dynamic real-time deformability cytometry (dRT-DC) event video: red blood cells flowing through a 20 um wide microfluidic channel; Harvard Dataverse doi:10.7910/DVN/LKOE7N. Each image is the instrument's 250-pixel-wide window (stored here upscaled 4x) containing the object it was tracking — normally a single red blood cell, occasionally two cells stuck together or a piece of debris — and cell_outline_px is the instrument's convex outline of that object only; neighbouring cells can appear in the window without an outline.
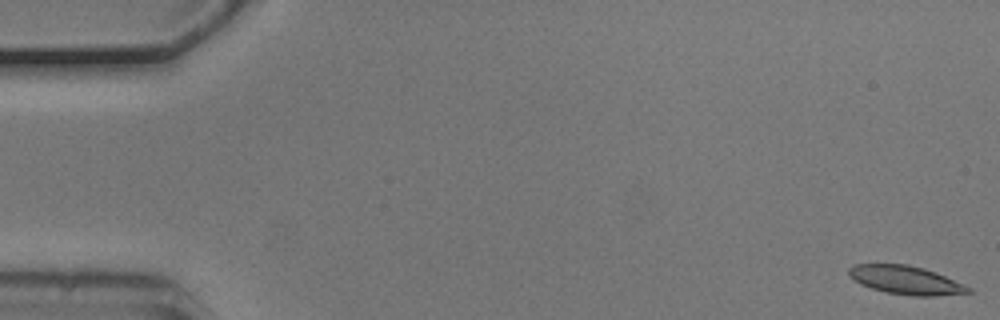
{"species": "common noctule bat (a hibernating species)", "species_latin": "Nyctalus noctula", "temperature_condition": "cold", "stored_images_in_passage": 54, "camera_frame_rate_fps": 3000, "um_per_image_px": 0.085, "animal": {"sex": "male", "body_mass_g": 20.5, "forearm_length_mm": 52.5}, "frame": {"image": 1, "passage_image": 1, "time_ms": 0.0, "image_size_px": [1000, 320], "cell_outline_px": [[972, 292], [936, 296], [912, 296], [884, 292], [860, 284], [848, 272], [848, 268], [852, 264], [908, 264], [924, 268], [936, 272], [964, 284], [972, 288]], "centroid_in_image_um": [77.02, 23.81], "position_along_channel_um": 8.0, "area_um2": 19.88}}
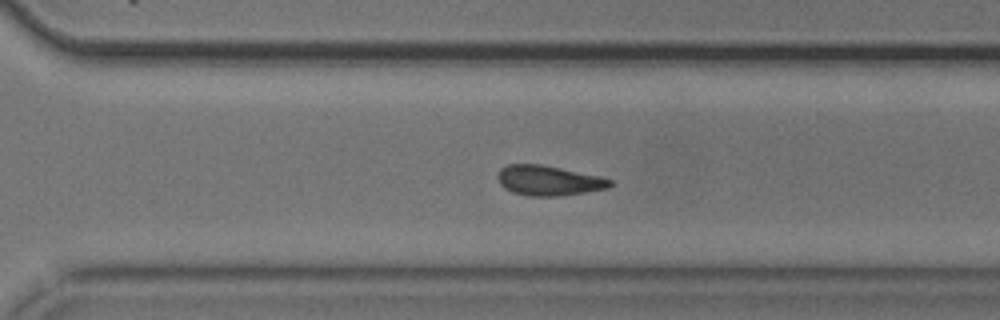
{"frame": {"image": 2, "passage_image": 38, "time_ms": 12.333, "image_size_px": [1000, 320], "cell_outline_px": [[612, 184], [608, 188], [560, 196], [528, 196], [512, 192], [504, 188], [500, 184], [496, 176], [500, 168], [508, 164], [540, 164], [600, 176], [612, 180]], "centroid_in_image_um": [46.59, 15.34], "position_along_channel_um": 324.0, "area_um2": 19.65}}
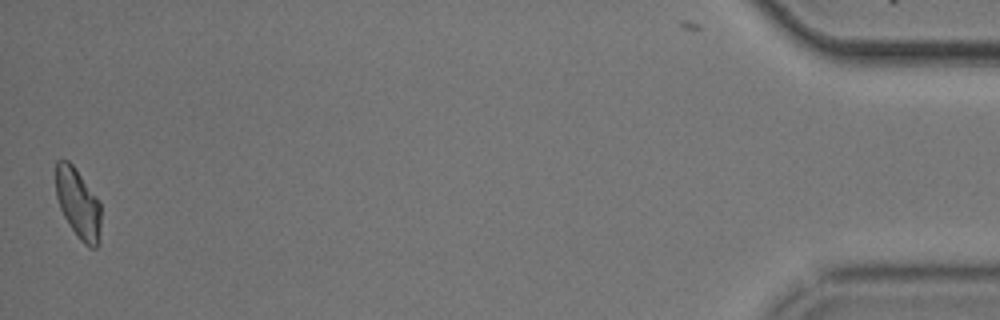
{"frame": {"image": 3, "passage_image": 54, "time_ms": 17.667, "image_size_px": [1000, 320], "cell_outline_px": [[100, 244], [96, 248], [88, 248], [80, 240], [64, 216], [60, 208], [56, 196], [56, 160], [68, 160], [72, 164], [100, 200]], "centroid_in_image_um": [6.66, 17.32], "position_along_channel_um": 428.5, "area_um2": 18.5}, "authors_computed_cell_mechanics": {"area_um2": 19.9699, "velocity_mm_per_s": 3.7, "shape_relaxation_time_tau1_ms": null, "shape_relaxation_time_tau2_ms": 9.4826, "deformation_change_tau1": null, "deformation_change_tau2": 0.1945}}